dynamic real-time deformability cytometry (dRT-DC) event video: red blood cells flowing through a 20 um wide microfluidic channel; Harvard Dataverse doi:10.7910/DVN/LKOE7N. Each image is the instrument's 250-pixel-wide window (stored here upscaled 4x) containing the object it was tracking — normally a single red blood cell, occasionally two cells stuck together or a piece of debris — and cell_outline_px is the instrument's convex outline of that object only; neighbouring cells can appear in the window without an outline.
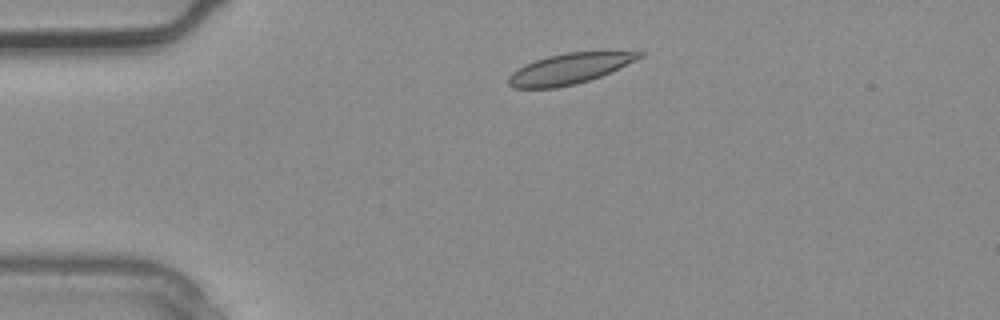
{"species": "common noctule bat (a hibernating species)", "species_latin": "Nyctalus noctula", "temperature_condition": "warm", "stored_images_in_passage": 2, "camera_frame_rate_fps": 3000, "um_per_image_px": 0.085, "animal": {"sex": "male", "body_mass_g": 20.4}, "frame": {"image": 1, "passage_image": 1, "time_ms": 0.0, "image_size_px": [1000, 320], "cell_outline_px": [[644, 56], [600, 76], [576, 84], [556, 88], [512, 88], [508, 84], [508, 76], [512, 72], [524, 64], [548, 56], [568, 52], [644, 52]], "centroid_in_image_um": [48.33, 5.85], "position_along_channel_um": 36.7, "area_um2": 22.95}}